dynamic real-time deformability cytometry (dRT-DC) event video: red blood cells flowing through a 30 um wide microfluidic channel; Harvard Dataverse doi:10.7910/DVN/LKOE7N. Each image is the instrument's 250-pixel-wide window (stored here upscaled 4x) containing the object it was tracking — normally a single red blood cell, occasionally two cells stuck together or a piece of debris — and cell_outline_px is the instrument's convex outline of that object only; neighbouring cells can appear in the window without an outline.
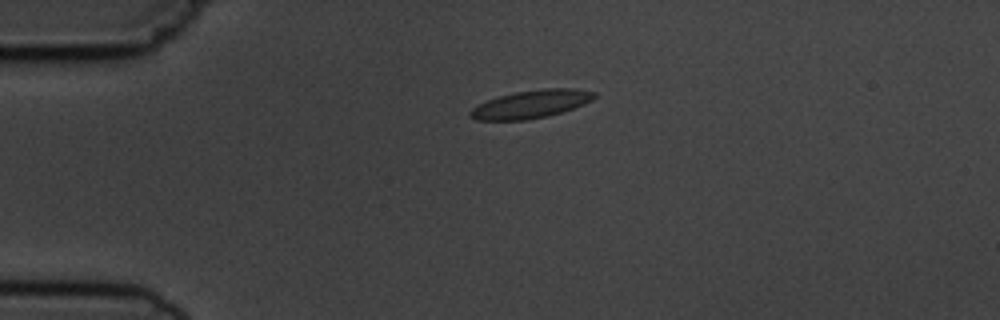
{"species": "common noctule bat (a hibernating species)", "species_latin": "Nyctalus noctula", "temperature_condition": "cold", "stored_images_in_passage": 3, "camera_frame_rate_fps": 3000, "um_per_image_px": 0.085, "animal": {"sex": "male", "body_mass_g": 19.5, "forearm_length_mm": 54.6}, "frame": {"image": 1, "passage_image": 1, "time_ms": 0.0, "image_size_px": [1000, 320], "cell_outline_px": [[596, 96], [592, 100], [584, 104], [548, 116], [524, 120], [476, 120], [468, 116], [468, 112], [472, 108], [488, 100], [500, 96], [516, 92], [544, 88], [572, 88], [596, 92]], "centroid_in_image_um": [45.13, 8.85], "position_along_channel_um": 39.9, "area_um2": 20.06}}
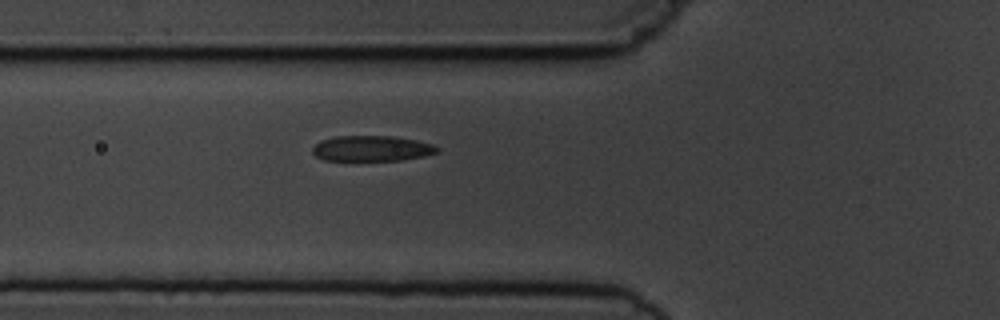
{"frame": {"image": 2, "passage_image": 3, "time_ms": 2.333, "image_size_px": [1000, 320], "cell_outline_px": [[440, 152], [424, 156], [400, 160], [324, 160], [316, 156], [312, 152], [312, 148], [320, 140], [336, 136], [392, 136], [416, 140], [432, 144], [440, 148]], "centroid_in_image_um": [31.61, 12.61], "position_along_channel_um": 94.2, "area_um2": 18.55}}